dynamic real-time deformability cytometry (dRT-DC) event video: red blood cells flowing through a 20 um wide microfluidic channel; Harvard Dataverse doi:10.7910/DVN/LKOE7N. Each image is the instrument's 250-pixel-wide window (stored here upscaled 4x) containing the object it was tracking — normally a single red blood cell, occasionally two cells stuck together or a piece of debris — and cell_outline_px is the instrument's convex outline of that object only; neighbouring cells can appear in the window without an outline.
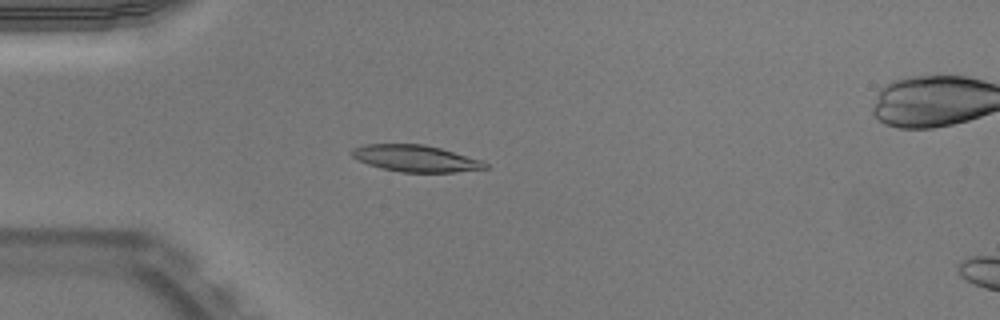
{"species": "Egyptian fruit bat (a non-hibernating species)", "species_latin": "Rousettus aegyptiacus", "temperature_condition": "warm", "stored_images_in_passage": 51, "camera_frame_rate_fps": 3000, "um_per_image_px": 0.085, "animal": {"sex": "male"}, "frame": {"image": 1, "passage_image": 14, "time_ms": 4.333, "image_size_px": [1000, 320], "cell_outline_px": [[488, 168], [456, 172], [400, 172], [380, 168], [368, 164], [352, 156], [348, 152], [352, 148], [364, 144], [424, 144], [440, 148], [480, 160], [488, 164]], "centroid_in_image_um": [35.28, 13.46], "position_along_channel_um": 49.7, "area_um2": 20.63}}
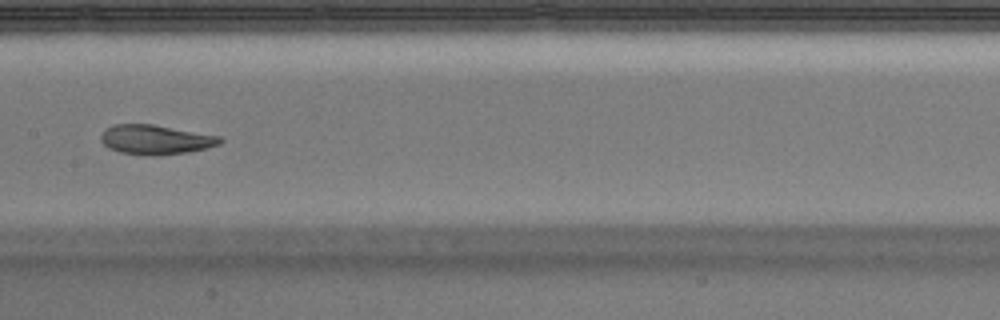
{"frame": {"image": 2, "passage_image": 26, "time_ms": 8.333, "image_size_px": [1000, 320], "cell_outline_px": [[224, 140], [220, 144], [188, 152], [160, 156], [144, 156], [120, 152], [108, 148], [100, 140], [100, 136], [112, 124], [152, 124], [220, 136]], "centroid_in_image_um": [13.22, 11.88], "position_along_channel_um": 194.2, "area_um2": 20.58}}
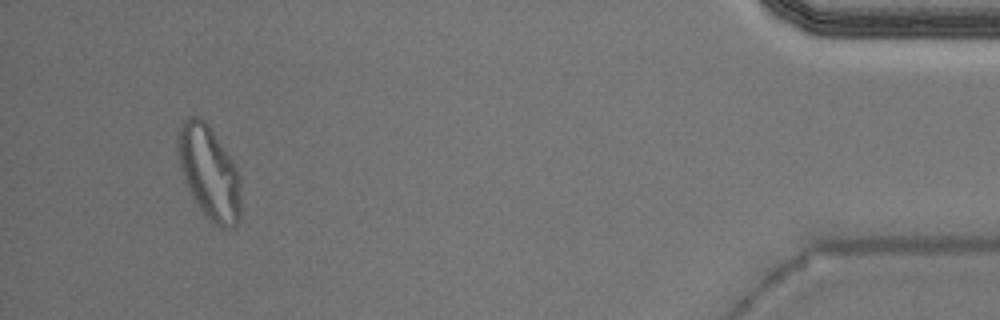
{"frame": {"image": 3, "passage_image": 48, "time_ms": 15.667, "image_size_px": [1000, 320], "cell_outline_px": [[240, 220], [236, 224], [228, 228], [220, 228], [212, 224], [200, 208], [192, 196], [184, 180], [180, 168], [176, 148], [180, 124], [188, 116], [196, 116], [204, 120], [208, 124], [232, 160], [240, 176]], "centroid_in_image_um": [17.77, 14.67], "position_along_channel_um": 417.4, "area_um2": 34.33}, "authors_computed_cell_mechanics": {"area_um2": 21.0392, "velocity_mm_per_s": 3.9597, "shape_relaxation_time_tau1_ms": 9.7284, "shape_relaxation_time_tau2_ms": 1.3537, "deformation_change_tau1": 0.3101, "deformation_change_tau2": 0.0842}}